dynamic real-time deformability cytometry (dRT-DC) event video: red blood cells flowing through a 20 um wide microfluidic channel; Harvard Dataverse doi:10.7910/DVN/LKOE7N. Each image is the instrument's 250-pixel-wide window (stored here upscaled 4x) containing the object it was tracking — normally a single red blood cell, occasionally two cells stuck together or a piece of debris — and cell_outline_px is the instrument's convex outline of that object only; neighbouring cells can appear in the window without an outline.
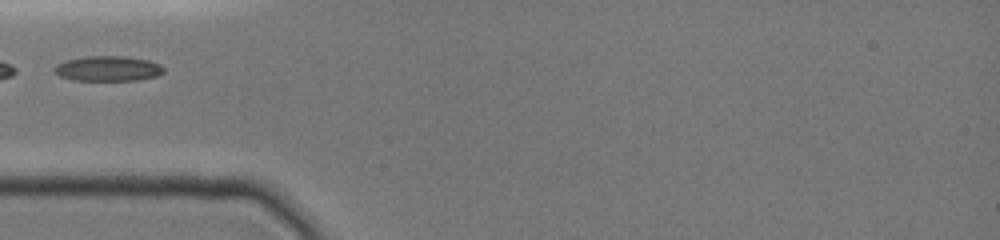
{"species": "common noctule bat (a hibernating species)", "species_latin": "Nyctalus noctula", "temperature_condition": "cold", "stored_images_in_passage": 25, "camera_frame_rate_fps": 3000, "um_per_image_px": 0.085, "animal": {"sex": "female", "body_mass_g": 19.0, "forearm_length_mm": 51.5}, "frame": {"image": 1, "passage_image": 1, "time_ms": 0.0, "image_size_px": [1000, 240], "cell_outline_px": [[164, 72], [156, 76], [136, 80], [72, 80], [60, 76], [52, 68], [56, 64], [68, 60], [84, 56], [124, 56], [148, 60], [160, 64], [164, 68]], "centroid_in_image_um": [9.17, 5.82], "position_along_channel_um": 75.8, "area_um2": 15.95}}